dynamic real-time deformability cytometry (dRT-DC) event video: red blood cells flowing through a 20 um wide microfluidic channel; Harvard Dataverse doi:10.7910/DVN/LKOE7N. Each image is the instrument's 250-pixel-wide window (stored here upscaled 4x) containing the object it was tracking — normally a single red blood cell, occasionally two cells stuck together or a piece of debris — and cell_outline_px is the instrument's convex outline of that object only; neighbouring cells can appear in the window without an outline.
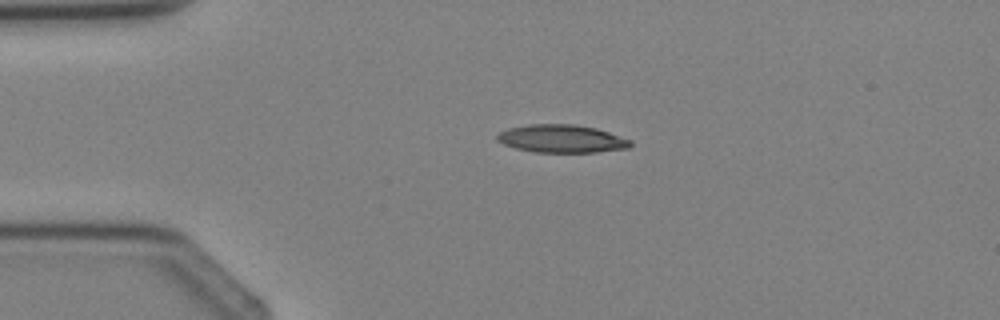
{"species": "Egyptian fruit bat (a non-hibernating species)", "species_latin": "Rousettus aegyptiacus", "temperature_condition": "cold", "stored_images_in_passage": 3, "camera_frame_rate_fps": 3000, "um_per_image_px": 0.085, "animal": {"sex": "female"}, "frame": {"image": 1, "passage_image": 2, "time_ms": 1.333, "image_size_px": [1000, 320], "cell_outline_px": [[632, 144], [628, 148], [596, 152], [536, 152], [516, 148], [504, 144], [496, 140], [496, 136], [500, 132], [508, 128], [528, 124], [572, 124], [596, 128], [632, 140]], "centroid_in_image_um": [47.74, 11.79], "position_along_channel_um": 37.3, "area_um2": 21.62}}
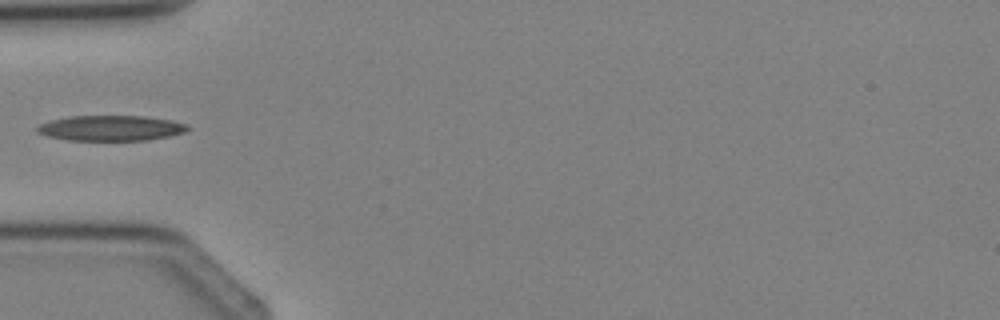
{"frame": {"image": 2, "passage_image": 3, "time_ms": 2.667, "image_size_px": [1000, 320], "cell_outline_px": [[192, 128], [184, 132], [168, 136], [148, 140], [68, 140], [48, 136], [36, 132], [36, 128], [40, 124], [48, 120], [68, 116], [144, 116], [172, 120], [188, 124]], "centroid_in_image_um": [9.42, 10.88], "position_along_channel_um": 75.6, "area_um2": 22.37}}